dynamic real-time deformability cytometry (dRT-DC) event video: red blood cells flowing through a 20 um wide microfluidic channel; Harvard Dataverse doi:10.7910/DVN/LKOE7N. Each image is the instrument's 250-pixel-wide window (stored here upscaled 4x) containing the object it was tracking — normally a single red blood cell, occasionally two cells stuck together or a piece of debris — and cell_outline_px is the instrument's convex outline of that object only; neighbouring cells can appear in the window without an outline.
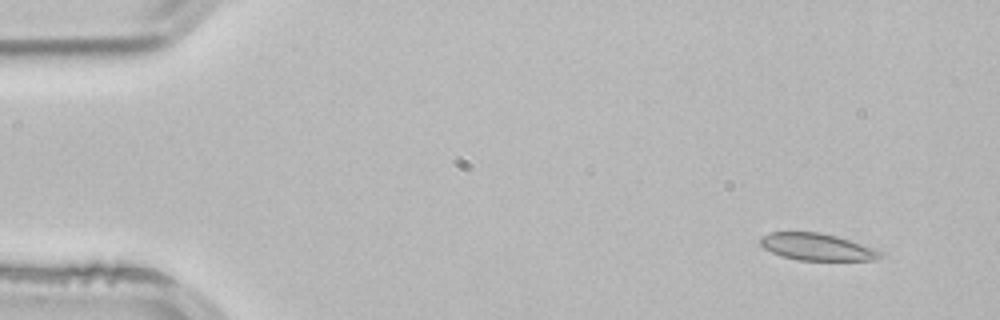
{"species": "common noctule bat (a hibernating species)", "species_latin": "Nyctalus noctula", "temperature_condition": "room temperature", "stored_images_in_passage": 4, "segment_of_instrument_passage": [1, 2], "camera_frame_rate_fps": 3000, "um_per_image_px": 0.085, "animal": {"sex": "male", "body_mass_g": 21.5, "forearm_length_mm": 52.0}, "frame": {"image": 1, "passage_image": 1, "time_ms": 0.0, "image_size_px": [1000, 320], "cell_outline_px": [[884, 252], [876, 260], [800, 260], [780, 256], [764, 248], [760, 244], [760, 236], [768, 232], [820, 232], [836, 236]], "centroid_in_image_um": [69.38, 20.98], "position_along_channel_um": 15.6, "area_um2": 18.73}}